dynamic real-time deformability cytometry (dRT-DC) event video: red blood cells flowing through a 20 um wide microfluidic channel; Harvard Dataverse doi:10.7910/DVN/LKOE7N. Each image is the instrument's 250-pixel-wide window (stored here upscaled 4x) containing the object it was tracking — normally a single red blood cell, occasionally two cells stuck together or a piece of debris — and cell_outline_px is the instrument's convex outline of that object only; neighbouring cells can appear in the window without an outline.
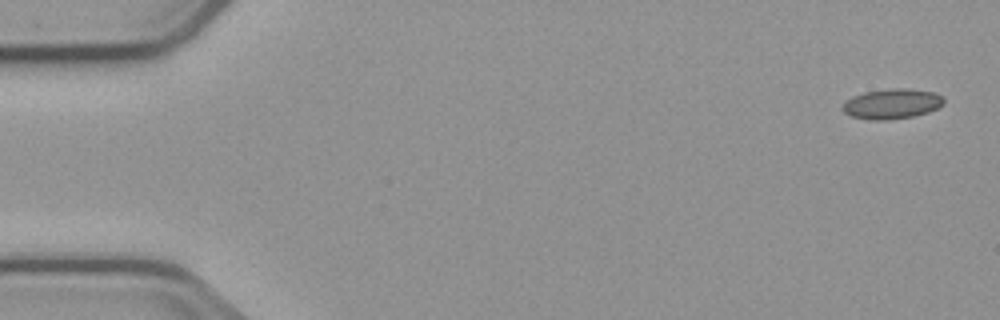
{"species": "common noctule bat (a hibernating species)", "species_latin": "Nyctalus noctula", "temperature_condition": "cold", "stored_images_in_passage": 5, "camera_frame_rate_fps": 3000, "um_per_image_px": 0.085, "animal": {"sex": "male", "body_mass_g": 23.1, "forearm_length_mm": 52.7}, "frame": {"image": 1, "passage_image": 1, "time_ms": 0.0, "image_size_px": [1000, 320], "cell_outline_px": [[944, 104], [928, 112], [912, 116], [888, 120], [872, 120], [852, 116], [844, 112], [840, 108], [852, 96], [864, 92], [892, 88], [908, 88], [932, 92], [940, 96], [944, 100]], "centroid_in_image_um": [75.79, 8.82], "position_along_channel_um": 9.2, "area_um2": 17.57}}
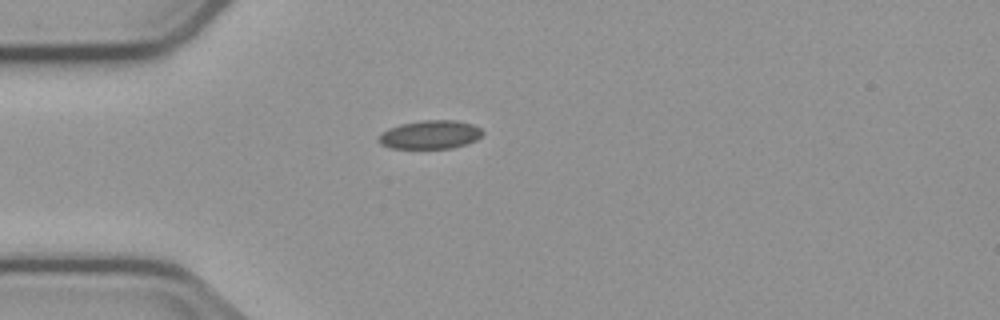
{"frame": {"image": 2, "passage_image": 4, "time_ms": 4.333, "image_size_px": [1000, 320], "cell_outline_px": [[484, 132], [476, 140], [468, 144], [452, 148], [392, 148], [380, 144], [380, 136], [388, 128], [400, 124], [424, 120], [456, 120], [472, 124], [480, 128]], "centroid_in_image_um": [36.61, 11.44], "position_along_channel_um": 48.4, "area_um2": 17.17}}